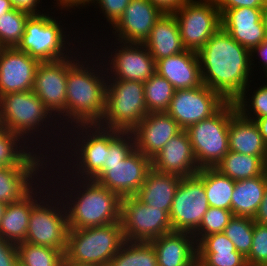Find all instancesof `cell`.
<instances>
[{
	"mask_svg": "<svg viewBox=\"0 0 267 266\" xmlns=\"http://www.w3.org/2000/svg\"><path fill=\"white\" fill-rule=\"evenodd\" d=\"M52 161L53 159H50L46 176L50 179L52 188L64 202L69 229L104 226L120 221L121 198L117 194L94 180L77 179L68 174L64 175V170L61 171L59 164ZM50 173L55 175L51 176ZM56 175L57 177L53 178ZM52 179L57 182L55 183Z\"/></svg>",
	"mask_w": 267,
	"mask_h": 266,
	"instance_id": "cell-1",
	"label": "cell"
},
{
	"mask_svg": "<svg viewBox=\"0 0 267 266\" xmlns=\"http://www.w3.org/2000/svg\"><path fill=\"white\" fill-rule=\"evenodd\" d=\"M197 54L203 84L226 101L234 102L254 81L250 80L254 75L251 51L237 43L222 27Z\"/></svg>",
	"mask_w": 267,
	"mask_h": 266,
	"instance_id": "cell-2",
	"label": "cell"
},
{
	"mask_svg": "<svg viewBox=\"0 0 267 266\" xmlns=\"http://www.w3.org/2000/svg\"><path fill=\"white\" fill-rule=\"evenodd\" d=\"M84 52L78 48L73 56L68 57L66 128L75 125L99 124L105 113L107 88L105 64L102 57L99 59L100 56L95 53L96 51L85 52L86 55ZM93 54L98 55L96 60Z\"/></svg>",
	"mask_w": 267,
	"mask_h": 266,
	"instance_id": "cell-3",
	"label": "cell"
},
{
	"mask_svg": "<svg viewBox=\"0 0 267 266\" xmlns=\"http://www.w3.org/2000/svg\"><path fill=\"white\" fill-rule=\"evenodd\" d=\"M0 114L3 127L12 133L20 135L26 142H28V144L30 143V146H32L35 151H39L40 153L44 152V155L46 154V156L50 159L54 158L57 151L60 153L61 142H63L62 137H64L63 127L59 125L58 120L51 114V112L45 107L43 102L32 90L2 95L0 97ZM54 129L58 133H55L56 131H54ZM49 131L51 133L53 132V135ZM46 136H48V138ZM49 137H51V139ZM39 138L42 140L40 141ZM45 139H47L46 143L44 142ZM48 139L51 141L49 142ZM53 140L55 141L53 142ZM50 143L53 144L51 145ZM42 144H44V146H42ZM56 144L59 145L57 146ZM42 147H45L46 149L42 150ZM51 147L55 148L52 149ZM50 153L52 154L50 155Z\"/></svg>",
	"mask_w": 267,
	"mask_h": 266,
	"instance_id": "cell-4",
	"label": "cell"
},
{
	"mask_svg": "<svg viewBox=\"0 0 267 266\" xmlns=\"http://www.w3.org/2000/svg\"><path fill=\"white\" fill-rule=\"evenodd\" d=\"M64 133L65 136L61 143L63 149H60L61 154L58 153L60 156L55 155L53 160L58 158V161L55 162L59 164L61 169L65 170L64 174H68L72 178L92 179L106 164V152L110 144V129L100 127L98 124L75 125L66 128Z\"/></svg>",
	"mask_w": 267,
	"mask_h": 266,
	"instance_id": "cell-5",
	"label": "cell"
},
{
	"mask_svg": "<svg viewBox=\"0 0 267 266\" xmlns=\"http://www.w3.org/2000/svg\"><path fill=\"white\" fill-rule=\"evenodd\" d=\"M47 12L31 14L28 17L24 34L16 48L40 62H52L68 58L78 48L70 39V34H67V28L62 27V20L58 21V17L55 18L54 16L53 18L52 14Z\"/></svg>",
	"mask_w": 267,
	"mask_h": 266,
	"instance_id": "cell-6",
	"label": "cell"
},
{
	"mask_svg": "<svg viewBox=\"0 0 267 266\" xmlns=\"http://www.w3.org/2000/svg\"><path fill=\"white\" fill-rule=\"evenodd\" d=\"M125 241L120 222L69 229L64 261L109 265Z\"/></svg>",
	"mask_w": 267,
	"mask_h": 266,
	"instance_id": "cell-7",
	"label": "cell"
},
{
	"mask_svg": "<svg viewBox=\"0 0 267 266\" xmlns=\"http://www.w3.org/2000/svg\"><path fill=\"white\" fill-rule=\"evenodd\" d=\"M144 84L107 78L106 108L100 127L132 131L148 114Z\"/></svg>",
	"mask_w": 267,
	"mask_h": 266,
	"instance_id": "cell-8",
	"label": "cell"
},
{
	"mask_svg": "<svg viewBox=\"0 0 267 266\" xmlns=\"http://www.w3.org/2000/svg\"><path fill=\"white\" fill-rule=\"evenodd\" d=\"M236 112L235 103L227 101L215 114L186 129L199 168L215 167L228 153L229 122Z\"/></svg>",
	"mask_w": 267,
	"mask_h": 266,
	"instance_id": "cell-9",
	"label": "cell"
},
{
	"mask_svg": "<svg viewBox=\"0 0 267 266\" xmlns=\"http://www.w3.org/2000/svg\"><path fill=\"white\" fill-rule=\"evenodd\" d=\"M68 230L64 202L52 188L32 208L24 242L65 251Z\"/></svg>",
	"mask_w": 267,
	"mask_h": 266,
	"instance_id": "cell-10",
	"label": "cell"
},
{
	"mask_svg": "<svg viewBox=\"0 0 267 266\" xmlns=\"http://www.w3.org/2000/svg\"><path fill=\"white\" fill-rule=\"evenodd\" d=\"M173 14L186 50L198 52L221 27V13L214 0H189Z\"/></svg>",
	"mask_w": 267,
	"mask_h": 266,
	"instance_id": "cell-11",
	"label": "cell"
},
{
	"mask_svg": "<svg viewBox=\"0 0 267 266\" xmlns=\"http://www.w3.org/2000/svg\"><path fill=\"white\" fill-rule=\"evenodd\" d=\"M120 225L127 241L149 242L173 232L169 214L144 204L136 196L121 198Z\"/></svg>",
	"mask_w": 267,
	"mask_h": 266,
	"instance_id": "cell-12",
	"label": "cell"
},
{
	"mask_svg": "<svg viewBox=\"0 0 267 266\" xmlns=\"http://www.w3.org/2000/svg\"><path fill=\"white\" fill-rule=\"evenodd\" d=\"M209 208L203 184V168L193 176L183 177L175 192L169 213L175 232L194 233Z\"/></svg>",
	"mask_w": 267,
	"mask_h": 266,
	"instance_id": "cell-13",
	"label": "cell"
},
{
	"mask_svg": "<svg viewBox=\"0 0 267 266\" xmlns=\"http://www.w3.org/2000/svg\"><path fill=\"white\" fill-rule=\"evenodd\" d=\"M113 47L112 50L111 48L108 50L109 54L95 48L99 51L96 53L105 58L102 60L107 70V78L144 83L156 73V61L143 43H125L116 40Z\"/></svg>",
	"mask_w": 267,
	"mask_h": 266,
	"instance_id": "cell-14",
	"label": "cell"
},
{
	"mask_svg": "<svg viewBox=\"0 0 267 266\" xmlns=\"http://www.w3.org/2000/svg\"><path fill=\"white\" fill-rule=\"evenodd\" d=\"M151 168V159L135 149L123 161L105 164L91 180L98 182L120 198L136 196Z\"/></svg>",
	"mask_w": 267,
	"mask_h": 266,
	"instance_id": "cell-15",
	"label": "cell"
},
{
	"mask_svg": "<svg viewBox=\"0 0 267 266\" xmlns=\"http://www.w3.org/2000/svg\"><path fill=\"white\" fill-rule=\"evenodd\" d=\"M227 101L205 84L175 90L166 111L183 129L215 114Z\"/></svg>",
	"mask_w": 267,
	"mask_h": 266,
	"instance_id": "cell-16",
	"label": "cell"
},
{
	"mask_svg": "<svg viewBox=\"0 0 267 266\" xmlns=\"http://www.w3.org/2000/svg\"><path fill=\"white\" fill-rule=\"evenodd\" d=\"M67 75L68 58L40 62L32 90L58 122L60 121L59 125L63 126V130L66 129Z\"/></svg>",
	"mask_w": 267,
	"mask_h": 266,
	"instance_id": "cell-17",
	"label": "cell"
},
{
	"mask_svg": "<svg viewBox=\"0 0 267 266\" xmlns=\"http://www.w3.org/2000/svg\"><path fill=\"white\" fill-rule=\"evenodd\" d=\"M40 61L16 47L0 48V97L33 90Z\"/></svg>",
	"mask_w": 267,
	"mask_h": 266,
	"instance_id": "cell-18",
	"label": "cell"
},
{
	"mask_svg": "<svg viewBox=\"0 0 267 266\" xmlns=\"http://www.w3.org/2000/svg\"><path fill=\"white\" fill-rule=\"evenodd\" d=\"M163 14L149 0H131L110 30L117 41L144 43L154 24Z\"/></svg>",
	"mask_w": 267,
	"mask_h": 266,
	"instance_id": "cell-19",
	"label": "cell"
},
{
	"mask_svg": "<svg viewBox=\"0 0 267 266\" xmlns=\"http://www.w3.org/2000/svg\"><path fill=\"white\" fill-rule=\"evenodd\" d=\"M183 129L167 112H152L131 131L136 150L152 159Z\"/></svg>",
	"mask_w": 267,
	"mask_h": 266,
	"instance_id": "cell-20",
	"label": "cell"
},
{
	"mask_svg": "<svg viewBox=\"0 0 267 266\" xmlns=\"http://www.w3.org/2000/svg\"><path fill=\"white\" fill-rule=\"evenodd\" d=\"M220 13L221 27L248 50L252 51L266 39L262 8L239 7Z\"/></svg>",
	"mask_w": 267,
	"mask_h": 266,
	"instance_id": "cell-21",
	"label": "cell"
},
{
	"mask_svg": "<svg viewBox=\"0 0 267 266\" xmlns=\"http://www.w3.org/2000/svg\"><path fill=\"white\" fill-rule=\"evenodd\" d=\"M51 187L50 179L46 176L23 199L7 204L0 223V236L3 239L14 244L25 241L32 208L52 189Z\"/></svg>",
	"mask_w": 267,
	"mask_h": 266,
	"instance_id": "cell-22",
	"label": "cell"
},
{
	"mask_svg": "<svg viewBox=\"0 0 267 266\" xmlns=\"http://www.w3.org/2000/svg\"><path fill=\"white\" fill-rule=\"evenodd\" d=\"M151 163L156 171L181 177L193 176L200 170L186 130L172 137Z\"/></svg>",
	"mask_w": 267,
	"mask_h": 266,
	"instance_id": "cell-23",
	"label": "cell"
},
{
	"mask_svg": "<svg viewBox=\"0 0 267 266\" xmlns=\"http://www.w3.org/2000/svg\"><path fill=\"white\" fill-rule=\"evenodd\" d=\"M156 73L175 90L193 89L203 84L198 54L190 50L157 60Z\"/></svg>",
	"mask_w": 267,
	"mask_h": 266,
	"instance_id": "cell-24",
	"label": "cell"
},
{
	"mask_svg": "<svg viewBox=\"0 0 267 266\" xmlns=\"http://www.w3.org/2000/svg\"><path fill=\"white\" fill-rule=\"evenodd\" d=\"M158 266H193L197 263V242L192 233L170 232L149 241Z\"/></svg>",
	"mask_w": 267,
	"mask_h": 266,
	"instance_id": "cell-25",
	"label": "cell"
},
{
	"mask_svg": "<svg viewBox=\"0 0 267 266\" xmlns=\"http://www.w3.org/2000/svg\"><path fill=\"white\" fill-rule=\"evenodd\" d=\"M47 167H3L0 170V201L9 204L23 199L46 177Z\"/></svg>",
	"mask_w": 267,
	"mask_h": 266,
	"instance_id": "cell-26",
	"label": "cell"
},
{
	"mask_svg": "<svg viewBox=\"0 0 267 266\" xmlns=\"http://www.w3.org/2000/svg\"><path fill=\"white\" fill-rule=\"evenodd\" d=\"M143 45L155 61L185 51L175 15L173 13L161 15Z\"/></svg>",
	"mask_w": 267,
	"mask_h": 266,
	"instance_id": "cell-27",
	"label": "cell"
},
{
	"mask_svg": "<svg viewBox=\"0 0 267 266\" xmlns=\"http://www.w3.org/2000/svg\"><path fill=\"white\" fill-rule=\"evenodd\" d=\"M197 263L201 266H248L246 257L236 251L234 243L223 232L204 236L197 243Z\"/></svg>",
	"mask_w": 267,
	"mask_h": 266,
	"instance_id": "cell-28",
	"label": "cell"
},
{
	"mask_svg": "<svg viewBox=\"0 0 267 266\" xmlns=\"http://www.w3.org/2000/svg\"><path fill=\"white\" fill-rule=\"evenodd\" d=\"M183 177L151 168L136 197L152 208L170 213L175 192Z\"/></svg>",
	"mask_w": 267,
	"mask_h": 266,
	"instance_id": "cell-29",
	"label": "cell"
},
{
	"mask_svg": "<svg viewBox=\"0 0 267 266\" xmlns=\"http://www.w3.org/2000/svg\"><path fill=\"white\" fill-rule=\"evenodd\" d=\"M229 151L262 157L267 162V144L256 123L238 111L229 122Z\"/></svg>",
	"mask_w": 267,
	"mask_h": 266,
	"instance_id": "cell-30",
	"label": "cell"
},
{
	"mask_svg": "<svg viewBox=\"0 0 267 266\" xmlns=\"http://www.w3.org/2000/svg\"><path fill=\"white\" fill-rule=\"evenodd\" d=\"M29 145L20 135L3 127L0 130V164L4 167L48 166L50 158Z\"/></svg>",
	"mask_w": 267,
	"mask_h": 266,
	"instance_id": "cell-31",
	"label": "cell"
},
{
	"mask_svg": "<svg viewBox=\"0 0 267 266\" xmlns=\"http://www.w3.org/2000/svg\"><path fill=\"white\" fill-rule=\"evenodd\" d=\"M266 182L267 171L251 179L235 181L231 199V211L234 216L254 218L263 200Z\"/></svg>",
	"mask_w": 267,
	"mask_h": 266,
	"instance_id": "cell-32",
	"label": "cell"
},
{
	"mask_svg": "<svg viewBox=\"0 0 267 266\" xmlns=\"http://www.w3.org/2000/svg\"><path fill=\"white\" fill-rule=\"evenodd\" d=\"M214 168L230 179L238 181L263 175L267 171V162L259 156L228 151Z\"/></svg>",
	"mask_w": 267,
	"mask_h": 266,
	"instance_id": "cell-33",
	"label": "cell"
},
{
	"mask_svg": "<svg viewBox=\"0 0 267 266\" xmlns=\"http://www.w3.org/2000/svg\"><path fill=\"white\" fill-rule=\"evenodd\" d=\"M203 184L209 206L231 210L235 181L214 167L203 168Z\"/></svg>",
	"mask_w": 267,
	"mask_h": 266,
	"instance_id": "cell-34",
	"label": "cell"
},
{
	"mask_svg": "<svg viewBox=\"0 0 267 266\" xmlns=\"http://www.w3.org/2000/svg\"><path fill=\"white\" fill-rule=\"evenodd\" d=\"M108 266H158V263L150 242L126 240Z\"/></svg>",
	"mask_w": 267,
	"mask_h": 266,
	"instance_id": "cell-35",
	"label": "cell"
},
{
	"mask_svg": "<svg viewBox=\"0 0 267 266\" xmlns=\"http://www.w3.org/2000/svg\"><path fill=\"white\" fill-rule=\"evenodd\" d=\"M16 247L22 266H63L65 251L28 242L18 243Z\"/></svg>",
	"mask_w": 267,
	"mask_h": 266,
	"instance_id": "cell-36",
	"label": "cell"
},
{
	"mask_svg": "<svg viewBox=\"0 0 267 266\" xmlns=\"http://www.w3.org/2000/svg\"><path fill=\"white\" fill-rule=\"evenodd\" d=\"M143 84L148 113L166 112L175 93L173 85L157 73Z\"/></svg>",
	"mask_w": 267,
	"mask_h": 266,
	"instance_id": "cell-37",
	"label": "cell"
},
{
	"mask_svg": "<svg viewBox=\"0 0 267 266\" xmlns=\"http://www.w3.org/2000/svg\"><path fill=\"white\" fill-rule=\"evenodd\" d=\"M267 81V78L265 82ZM249 85L242 94L234 101L237 111L246 119L254 121L258 118L267 117V82L249 92ZM250 93L252 94L250 97ZM249 96V97H248Z\"/></svg>",
	"mask_w": 267,
	"mask_h": 266,
	"instance_id": "cell-38",
	"label": "cell"
},
{
	"mask_svg": "<svg viewBox=\"0 0 267 266\" xmlns=\"http://www.w3.org/2000/svg\"><path fill=\"white\" fill-rule=\"evenodd\" d=\"M31 14L18 9H12L0 16V48L16 47L21 41L25 23Z\"/></svg>",
	"mask_w": 267,
	"mask_h": 266,
	"instance_id": "cell-39",
	"label": "cell"
},
{
	"mask_svg": "<svg viewBox=\"0 0 267 266\" xmlns=\"http://www.w3.org/2000/svg\"><path fill=\"white\" fill-rule=\"evenodd\" d=\"M254 220L251 217L234 216L230 219L223 233L234 243L236 251L247 257L253 239Z\"/></svg>",
	"mask_w": 267,
	"mask_h": 266,
	"instance_id": "cell-40",
	"label": "cell"
},
{
	"mask_svg": "<svg viewBox=\"0 0 267 266\" xmlns=\"http://www.w3.org/2000/svg\"><path fill=\"white\" fill-rule=\"evenodd\" d=\"M233 217L231 210L209 206L193 236L198 243L204 236L223 232Z\"/></svg>",
	"mask_w": 267,
	"mask_h": 266,
	"instance_id": "cell-41",
	"label": "cell"
},
{
	"mask_svg": "<svg viewBox=\"0 0 267 266\" xmlns=\"http://www.w3.org/2000/svg\"><path fill=\"white\" fill-rule=\"evenodd\" d=\"M136 149L131 131L110 129V144L106 152V164L123 161Z\"/></svg>",
	"mask_w": 267,
	"mask_h": 266,
	"instance_id": "cell-42",
	"label": "cell"
},
{
	"mask_svg": "<svg viewBox=\"0 0 267 266\" xmlns=\"http://www.w3.org/2000/svg\"><path fill=\"white\" fill-rule=\"evenodd\" d=\"M246 262L248 266H267V225L254 223L252 246Z\"/></svg>",
	"mask_w": 267,
	"mask_h": 266,
	"instance_id": "cell-43",
	"label": "cell"
},
{
	"mask_svg": "<svg viewBox=\"0 0 267 266\" xmlns=\"http://www.w3.org/2000/svg\"><path fill=\"white\" fill-rule=\"evenodd\" d=\"M131 0H93L91 4L100 7L102 16L112 27L124 13ZM102 9V10H101Z\"/></svg>",
	"mask_w": 267,
	"mask_h": 266,
	"instance_id": "cell-44",
	"label": "cell"
},
{
	"mask_svg": "<svg viewBox=\"0 0 267 266\" xmlns=\"http://www.w3.org/2000/svg\"><path fill=\"white\" fill-rule=\"evenodd\" d=\"M18 263L16 244L0 236V266H15Z\"/></svg>",
	"mask_w": 267,
	"mask_h": 266,
	"instance_id": "cell-45",
	"label": "cell"
},
{
	"mask_svg": "<svg viewBox=\"0 0 267 266\" xmlns=\"http://www.w3.org/2000/svg\"><path fill=\"white\" fill-rule=\"evenodd\" d=\"M219 10L239 7L263 8L267 0H214Z\"/></svg>",
	"mask_w": 267,
	"mask_h": 266,
	"instance_id": "cell-46",
	"label": "cell"
},
{
	"mask_svg": "<svg viewBox=\"0 0 267 266\" xmlns=\"http://www.w3.org/2000/svg\"><path fill=\"white\" fill-rule=\"evenodd\" d=\"M254 57L256 59H257V57H259L258 63L261 64V67L263 68L262 69L263 70V73L265 74L264 77H266L267 76V38L260 45H258L257 47H255L251 51V66H252V70L253 71H254L253 68L256 67L255 66L256 64H254L255 62H253V61H255L254 60Z\"/></svg>",
	"mask_w": 267,
	"mask_h": 266,
	"instance_id": "cell-47",
	"label": "cell"
},
{
	"mask_svg": "<svg viewBox=\"0 0 267 266\" xmlns=\"http://www.w3.org/2000/svg\"><path fill=\"white\" fill-rule=\"evenodd\" d=\"M10 1L15 9L23 10L30 14H41L45 10L43 9L42 12L38 10L42 8V6L41 7L39 6V4L41 3L40 0H10Z\"/></svg>",
	"mask_w": 267,
	"mask_h": 266,
	"instance_id": "cell-48",
	"label": "cell"
},
{
	"mask_svg": "<svg viewBox=\"0 0 267 266\" xmlns=\"http://www.w3.org/2000/svg\"><path fill=\"white\" fill-rule=\"evenodd\" d=\"M152 4L158 7L163 13H173L182 4L189 0H149Z\"/></svg>",
	"mask_w": 267,
	"mask_h": 266,
	"instance_id": "cell-49",
	"label": "cell"
},
{
	"mask_svg": "<svg viewBox=\"0 0 267 266\" xmlns=\"http://www.w3.org/2000/svg\"><path fill=\"white\" fill-rule=\"evenodd\" d=\"M93 0H56V7H58L59 9L62 10H66L67 12L70 11V8L71 9H75V8H78L79 10L83 9V7L86 9L88 8L87 6L91 5L90 3L92 2Z\"/></svg>",
	"mask_w": 267,
	"mask_h": 266,
	"instance_id": "cell-50",
	"label": "cell"
},
{
	"mask_svg": "<svg viewBox=\"0 0 267 266\" xmlns=\"http://www.w3.org/2000/svg\"><path fill=\"white\" fill-rule=\"evenodd\" d=\"M254 222L262 225H267V182L263 195V200L259 205L258 211L253 218Z\"/></svg>",
	"mask_w": 267,
	"mask_h": 266,
	"instance_id": "cell-51",
	"label": "cell"
},
{
	"mask_svg": "<svg viewBox=\"0 0 267 266\" xmlns=\"http://www.w3.org/2000/svg\"><path fill=\"white\" fill-rule=\"evenodd\" d=\"M254 122L258 126L264 142L267 144V117L255 119Z\"/></svg>",
	"mask_w": 267,
	"mask_h": 266,
	"instance_id": "cell-52",
	"label": "cell"
},
{
	"mask_svg": "<svg viewBox=\"0 0 267 266\" xmlns=\"http://www.w3.org/2000/svg\"><path fill=\"white\" fill-rule=\"evenodd\" d=\"M14 9L10 0H0V16Z\"/></svg>",
	"mask_w": 267,
	"mask_h": 266,
	"instance_id": "cell-53",
	"label": "cell"
},
{
	"mask_svg": "<svg viewBox=\"0 0 267 266\" xmlns=\"http://www.w3.org/2000/svg\"><path fill=\"white\" fill-rule=\"evenodd\" d=\"M63 266H108V265H98L91 263H78L73 261H64Z\"/></svg>",
	"mask_w": 267,
	"mask_h": 266,
	"instance_id": "cell-54",
	"label": "cell"
},
{
	"mask_svg": "<svg viewBox=\"0 0 267 266\" xmlns=\"http://www.w3.org/2000/svg\"><path fill=\"white\" fill-rule=\"evenodd\" d=\"M262 22H263V26L265 28V35L267 38V3L262 8Z\"/></svg>",
	"mask_w": 267,
	"mask_h": 266,
	"instance_id": "cell-55",
	"label": "cell"
},
{
	"mask_svg": "<svg viewBox=\"0 0 267 266\" xmlns=\"http://www.w3.org/2000/svg\"><path fill=\"white\" fill-rule=\"evenodd\" d=\"M7 204L0 201V223L4 216L5 210H6Z\"/></svg>",
	"mask_w": 267,
	"mask_h": 266,
	"instance_id": "cell-56",
	"label": "cell"
},
{
	"mask_svg": "<svg viewBox=\"0 0 267 266\" xmlns=\"http://www.w3.org/2000/svg\"><path fill=\"white\" fill-rule=\"evenodd\" d=\"M3 128V124H2V119H1V114H0V130Z\"/></svg>",
	"mask_w": 267,
	"mask_h": 266,
	"instance_id": "cell-57",
	"label": "cell"
},
{
	"mask_svg": "<svg viewBox=\"0 0 267 266\" xmlns=\"http://www.w3.org/2000/svg\"><path fill=\"white\" fill-rule=\"evenodd\" d=\"M15 266H22L19 262Z\"/></svg>",
	"mask_w": 267,
	"mask_h": 266,
	"instance_id": "cell-58",
	"label": "cell"
},
{
	"mask_svg": "<svg viewBox=\"0 0 267 266\" xmlns=\"http://www.w3.org/2000/svg\"><path fill=\"white\" fill-rule=\"evenodd\" d=\"M193 266H201L199 263H196L195 265H193Z\"/></svg>",
	"mask_w": 267,
	"mask_h": 266,
	"instance_id": "cell-59",
	"label": "cell"
}]
</instances>
